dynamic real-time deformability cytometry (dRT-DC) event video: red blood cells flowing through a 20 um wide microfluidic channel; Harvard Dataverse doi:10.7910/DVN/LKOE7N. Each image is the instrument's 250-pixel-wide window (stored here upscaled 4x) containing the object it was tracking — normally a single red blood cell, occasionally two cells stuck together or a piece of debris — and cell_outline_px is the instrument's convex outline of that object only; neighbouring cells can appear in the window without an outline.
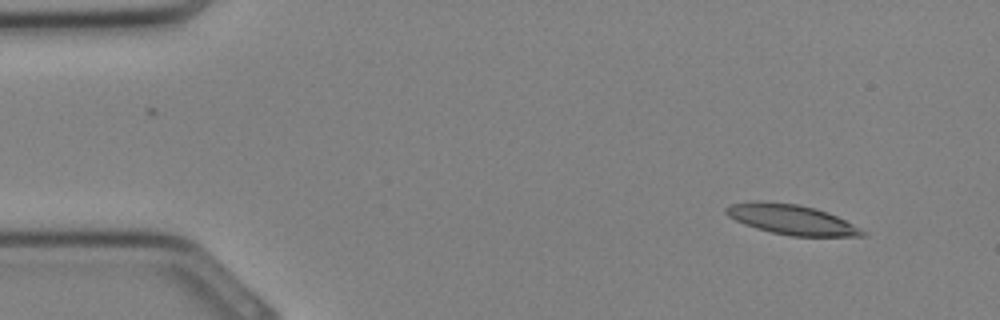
{"species": "Egyptian fruit bat (a non-hibernating species)", "species_latin": "Rousettus aegyptiacus", "temperature_condition": "cold", "stored_images_in_passage": 9, "camera_frame_rate_fps": 3000, "um_per_image_px": 0.085, "animal": {"sex": "female"}, "frame": {"image": 1, "passage_image": 2, "time_ms": 0.333, "image_size_px": [1000, 320], "cell_outline_px": [[864, 236], [792, 236], [772, 232], [756, 228], [744, 224], [728, 216], [724, 212], [724, 208], [732, 204], [752, 200], [760, 200], [800, 204], [816, 208], [828, 212], [860, 228], [864, 232]], "centroid_in_image_um": [67.22, 18.63], "position_along_channel_um": 17.8, "area_um2": 23.81}}